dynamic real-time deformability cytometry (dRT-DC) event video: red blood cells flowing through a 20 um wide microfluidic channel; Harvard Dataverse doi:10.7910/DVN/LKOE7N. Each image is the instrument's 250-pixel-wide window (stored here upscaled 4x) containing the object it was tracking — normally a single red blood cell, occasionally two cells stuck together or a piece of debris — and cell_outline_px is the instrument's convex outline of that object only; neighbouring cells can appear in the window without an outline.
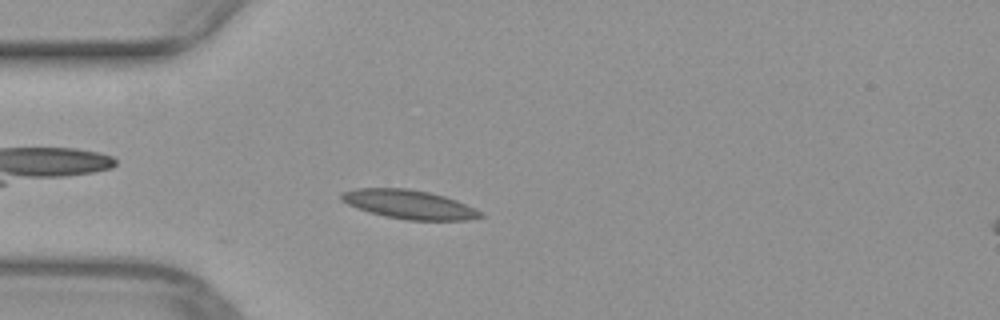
{"species": "common noctule bat (a hibernating species)", "species_latin": "Nyctalus noctula", "temperature_condition": "warm", "stored_images_in_passage": 42, "camera_frame_rate_fps": 3000, "um_per_image_px": 0.085, "animal": {"sex": "female", "body_mass_g": 29.2, "forearm_length_mm": 56.3}, "frame": {"image": 1, "passage_image": 6, "time_ms": 1.667, "image_size_px": [1000, 320], "cell_outline_px": [[484, 216], [468, 220], [404, 220], [384, 216], [348, 204], [340, 200], [340, 192], [356, 188], [408, 188], [428, 192], [444, 196], [456, 200], [484, 212]], "centroid_in_image_um": [34.79, 17.37], "position_along_channel_um": 50.2, "area_um2": 23.41}}
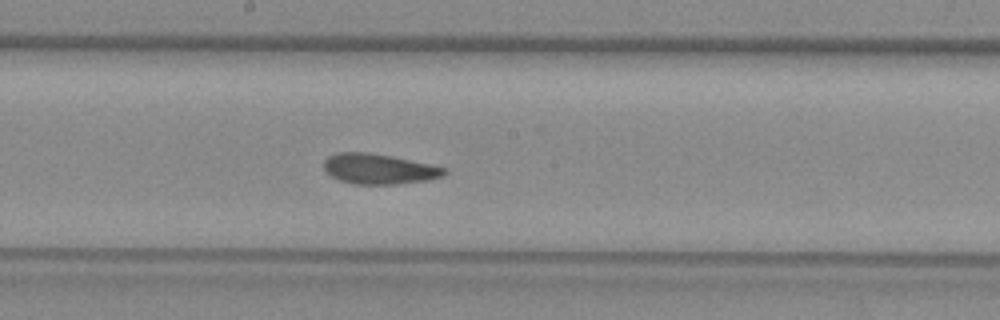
{"frame": {"image": 2, "passage_image": 19, "time_ms": 6.0, "image_size_px": [1000, 320], "cell_outline_px": [[448, 172], [444, 176], [428, 180], [396, 184], [352, 184], [340, 180], [324, 172], [324, 160], [328, 156], [340, 152], [364, 152], [392, 156], [432, 164], [448, 168]], "centroid_in_image_um": [32.24, 14.36], "position_along_channel_um": 216.0, "area_um2": 21.44}}
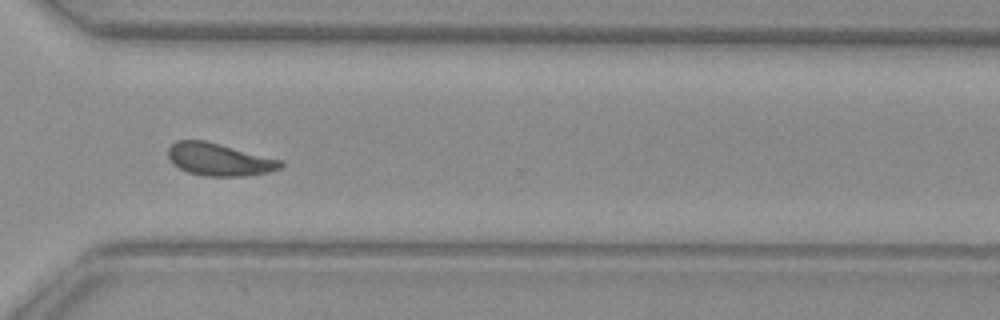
{"frame": {"image": 3, "passage_image": 29, "time_ms": 9.333, "image_size_px": [1000, 320], "cell_outline_px": [[284, 164], [280, 168], [268, 172], [244, 176], [204, 176], [188, 172], [172, 164], [168, 156], [168, 148], [176, 140], [204, 140], [220, 144], [280, 160]], "centroid_in_image_um": [18.58, 13.56], "position_along_channel_um": 352.0, "area_um2": 21.1}}